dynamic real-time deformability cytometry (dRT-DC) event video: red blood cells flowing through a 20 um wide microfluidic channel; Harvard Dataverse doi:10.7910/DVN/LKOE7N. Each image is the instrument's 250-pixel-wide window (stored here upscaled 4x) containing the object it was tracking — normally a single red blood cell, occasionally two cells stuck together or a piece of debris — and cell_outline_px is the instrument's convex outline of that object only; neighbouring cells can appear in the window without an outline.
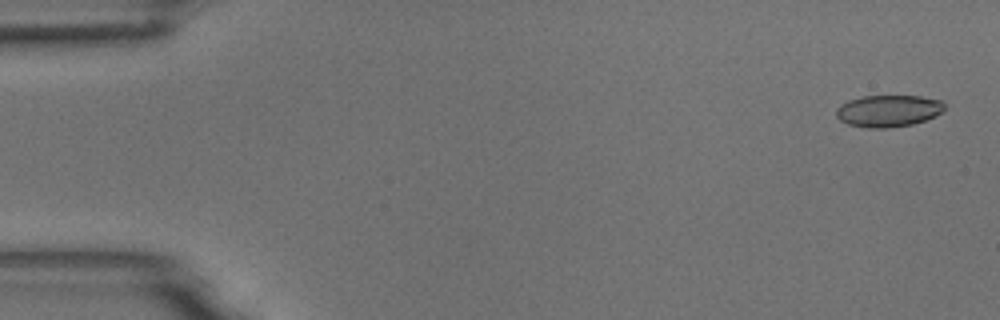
{"species": "common noctule bat (a hibernating species)", "species_latin": "Nyctalus noctula", "temperature_condition": "room temperature", "stored_images_in_passage": 5, "camera_frame_rate_fps": 3000, "um_per_image_px": 0.085, "animal": {"sex": "male", "body_mass_g": 18.8}, "frame": {"image": 1, "passage_image": 1, "time_ms": 0.0, "image_size_px": [1000, 320], "cell_outline_px": [[944, 108], [936, 116], [912, 124], [888, 128], [868, 128], [848, 124], [840, 120], [836, 116], [836, 108], [840, 104], [848, 100], [864, 96], [920, 96], [940, 100], [944, 104]], "centroid_in_image_um": [75.47, 9.42], "position_along_channel_um": 9.5, "area_um2": 20.06}}
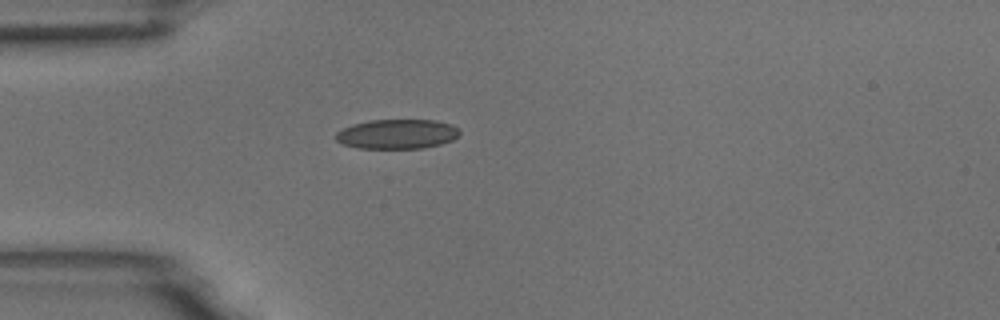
{"frame": {"image": 2, "passage_image": 5, "time_ms": 1.333, "image_size_px": [1000, 320], "cell_outline_px": [[460, 136], [452, 140], [440, 144], [424, 148], [356, 148], [344, 144], [336, 140], [336, 132], [352, 124], [372, 120], [436, 120], [452, 124], [460, 128]], "centroid_in_image_um": [33.8, 11.39], "position_along_channel_um": 51.2, "area_um2": 21.44}}